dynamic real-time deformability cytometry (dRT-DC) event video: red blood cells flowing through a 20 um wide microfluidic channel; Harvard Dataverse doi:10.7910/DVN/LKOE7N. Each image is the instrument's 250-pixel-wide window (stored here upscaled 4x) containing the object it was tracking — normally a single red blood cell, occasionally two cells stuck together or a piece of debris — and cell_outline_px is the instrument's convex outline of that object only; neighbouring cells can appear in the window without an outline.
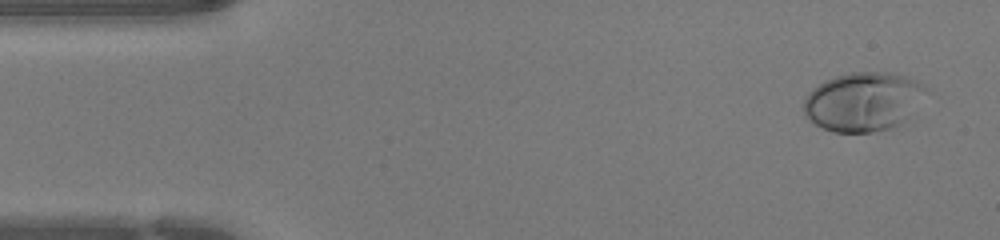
{"species": "human", "species_latin": "Homo sapiens", "temperature_condition": "warm", "stored_images_in_passage": 44, "camera_frame_rate_fps": 3000, "um_per_image_px": 0.085, "donor": {"sex": "female"}, "frame": {"image": 1, "passage_image": 2, "time_ms": 0.333, "image_size_px": [1000, 240], "cell_outline_px": [[928, 88], [908, 116], [896, 124], [888, 128], [872, 132], [832, 132], [808, 120], [804, 112], [804, 100], [808, 92], [812, 88], [824, 80], [848, 72], [892, 72], [908, 76], [916, 80]], "centroid_in_image_um": [73.32, 8.61], "position_along_channel_um": 11.7, "area_um2": 41.73}}
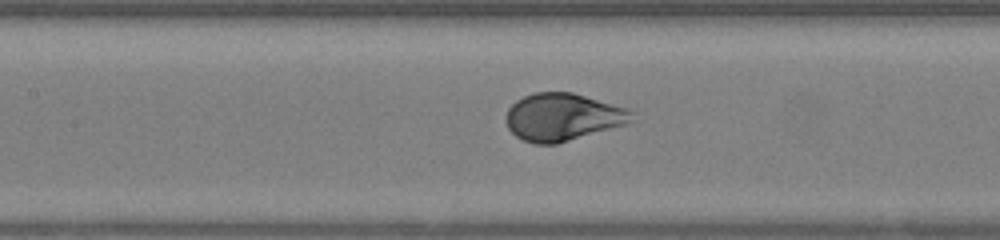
{"frame": {"image": 2, "passage_image": 19, "time_ms": 6.0, "image_size_px": [1000, 240], "cell_outline_px": [[632, 120], [628, 124], [556, 144], [536, 144], [524, 140], [516, 136], [508, 128], [504, 116], [508, 108], [516, 100], [524, 96], [536, 92], [572, 92], [628, 108], [632, 112]], "centroid_in_image_um": [47.81, 9.95], "position_along_channel_um": 159.6, "area_um2": 34.85}}
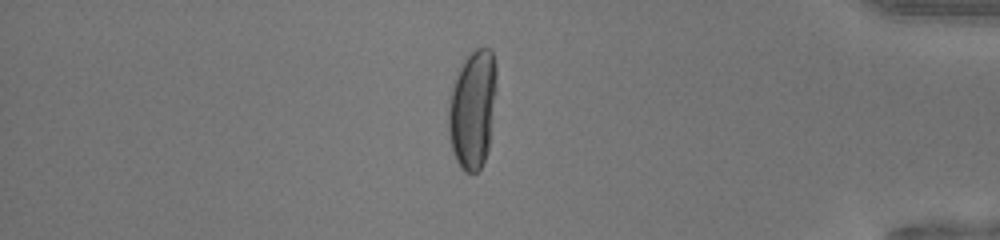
{"frame": {"image": 3, "passage_image": 37, "time_ms": 12.0, "image_size_px": [1000, 240], "cell_outline_px": [[496, 92], [488, 148], [484, 160], [480, 168], [476, 172], [464, 172], [460, 168], [452, 152], [448, 132], [448, 100], [452, 80], [460, 64], [476, 48], [492, 48], [496, 64]], "centroid_in_image_um": [40.14, 9.24], "position_along_channel_um": 395.1, "area_um2": 33.81}}